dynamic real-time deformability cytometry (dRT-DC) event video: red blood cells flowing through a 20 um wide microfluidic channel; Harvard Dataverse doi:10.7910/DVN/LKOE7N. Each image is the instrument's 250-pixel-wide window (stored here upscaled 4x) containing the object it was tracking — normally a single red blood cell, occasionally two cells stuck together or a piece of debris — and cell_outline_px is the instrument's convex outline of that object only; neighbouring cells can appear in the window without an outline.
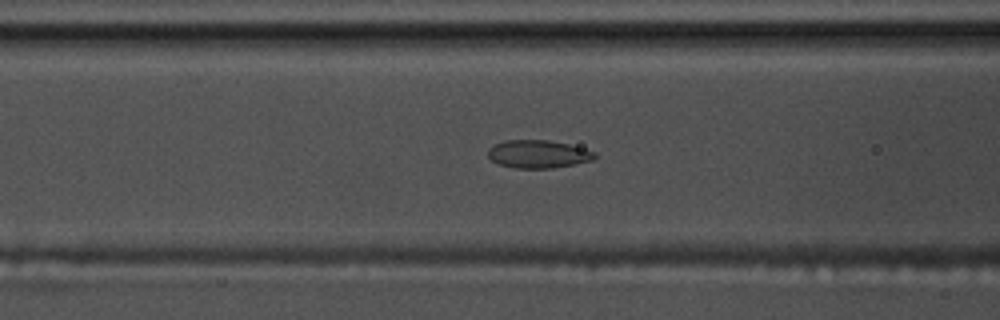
{"species": "common noctule bat (a hibernating species)", "species_latin": "Nyctalus noctula", "temperature_condition": "warm", "stored_images_in_passage": 46, "camera_frame_rate_fps": 3000, "um_per_image_px": 0.085, "animal": {"sex": "male", "body_mass_g": 17.5, "forearm_length_mm": 52.3}, "frame": {"image": 1, "passage_image": 11, "time_ms": 3.333, "image_size_px": [1000, 320], "cell_outline_px": [[596, 156], [592, 160], [552, 168], [516, 168], [500, 164], [492, 160], [488, 156], [488, 148], [504, 140], [548, 140], [568, 144], [584, 148], [596, 152]], "centroid_in_image_um": [45.74, 13.09], "position_along_channel_um": 120.9, "area_um2": 17.22}}
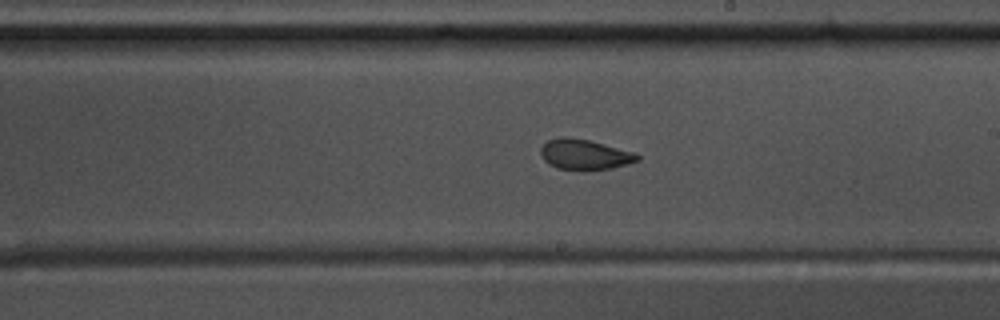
{"frame": {"image": 2, "passage_image": 21, "time_ms": 6.667, "image_size_px": [1000, 320], "cell_outline_px": [[640, 160], [628, 164], [612, 168], [556, 168], [548, 164], [544, 160], [540, 152], [540, 148], [548, 140], [560, 136], [564, 136], [588, 140], [636, 152], [640, 156]], "centroid_in_image_um": [49.7, 13.1], "position_along_channel_um": 239.3, "area_um2": 16.76}}
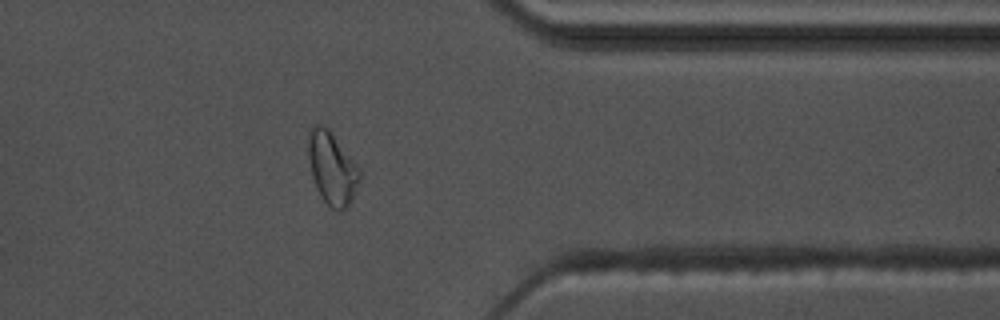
{"frame": {"image": 3, "passage_image": 34, "time_ms": 11.0, "image_size_px": [1000, 320], "cell_outline_px": [[360, 180], [348, 208], [340, 212], [332, 208], [320, 196], [316, 188], [312, 176], [308, 156], [308, 132], [316, 124], [320, 124], [328, 128], [360, 164]], "centroid_in_image_um": [28.26, 14.29], "position_along_channel_um": 383.1, "area_um2": 22.2}, "authors_computed_cell_mechanics": {"area_um2": 17.9469, "velocity_mm_per_s": 3.5666, "shape_relaxation_time_tau1_ms": null, "shape_relaxation_time_tau2_ms": 1.4002, "deformation_change_tau1": null, "deformation_change_tau2": 0.0732}}